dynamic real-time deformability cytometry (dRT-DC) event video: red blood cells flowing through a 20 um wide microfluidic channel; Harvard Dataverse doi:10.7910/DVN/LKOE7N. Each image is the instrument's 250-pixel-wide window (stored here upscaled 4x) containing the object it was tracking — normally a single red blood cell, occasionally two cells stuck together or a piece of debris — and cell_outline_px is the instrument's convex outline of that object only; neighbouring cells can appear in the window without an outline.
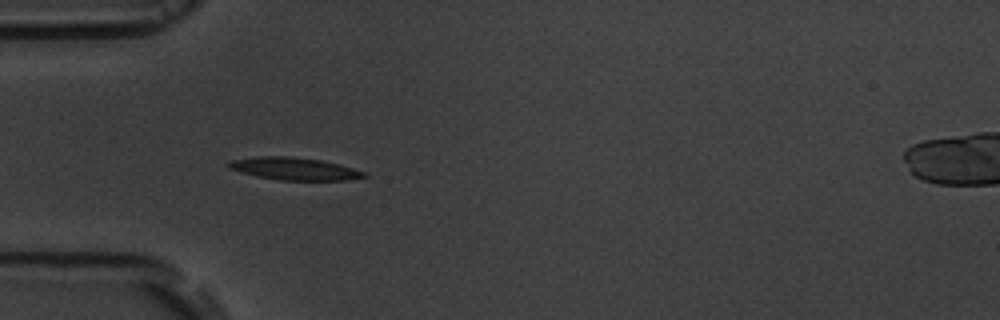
{"species": "common noctule bat (a hibernating species)", "species_latin": "Nyctalus noctula", "temperature_condition": "room temperature", "stored_images_in_passage": 6, "camera_frame_rate_fps": 3000, "um_per_image_px": 0.085, "animal": {"sex": "male", "body_mass_g": 19.5, "forearm_length_mm": 54.6}, "frame": {"image": 1, "passage_image": 5, "time_ms": 5.667, "image_size_px": [1000, 320], "cell_outline_px": [[368, 176], [344, 180], [280, 180], [256, 176], [240, 172], [228, 168], [224, 164], [228, 160], [256, 156], [288, 156], [320, 160], [340, 164], [364, 172]], "centroid_in_image_um": [24.92, 14.33], "position_along_channel_um": 60.1, "area_um2": 17.8}}
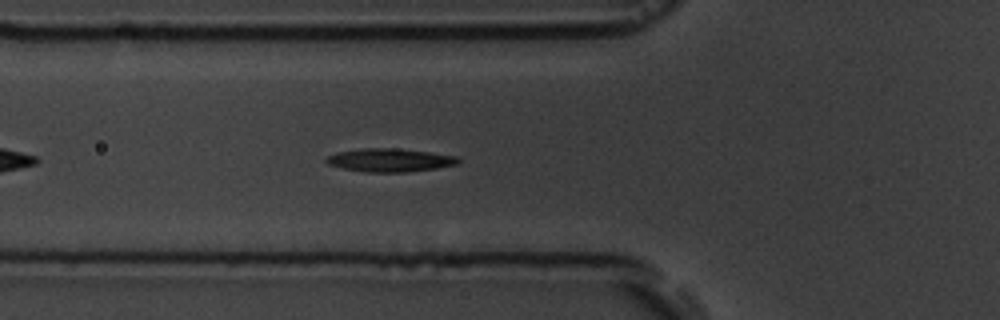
{"frame": {"image": 2, "passage_image": 6, "time_ms": 6.667, "image_size_px": [1000, 320], "cell_outline_px": [[460, 160], [456, 164], [436, 168], [408, 172], [364, 172], [344, 168], [328, 164], [324, 160], [328, 156], [340, 152], [364, 148], [396, 148], [432, 152], [456, 156]], "centroid_in_image_um": [33.15, 13.61], "position_along_channel_um": 92.6, "area_um2": 17.74}}